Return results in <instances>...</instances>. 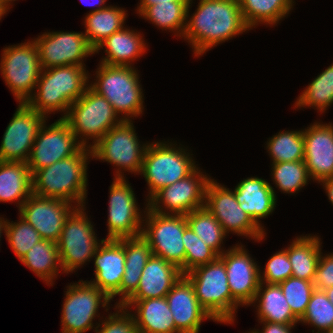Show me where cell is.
Masks as SVG:
<instances>
[{
	"label": "cell",
	"mask_w": 333,
	"mask_h": 333,
	"mask_svg": "<svg viewBox=\"0 0 333 333\" xmlns=\"http://www.w3.org/2000/svg\"><path fill=\"white\" fill-rule=\"evenodd\" d=\"M248 28L241 13L240 2L200 0L197 12L186 24L182 36L192 43L197 56Z\"/></svg>",
	"instance_id": "1"
},
{
	"label": "cell",
	"mask_w": 333,
	"mask_h": 333,
	"mask_svg": "<svg viewBox=\"0 0 333 333\" xmlns=\"http://www.w3.org/2000/svg\"><path fill=\"white\" fill-rule=\"evenodd\" d=\"M82 147L75 155L43 167L32 174L33 194L76 202L83 206L86 198V161L92 150ZM88 154V156H87Z\"/></svg>",
	"instance_id": "2"
},
{
	"label": "cell",
	"mask_w": 333,
	"mask_h": 333,
	"mask_svg": "<svg viewBox=\"0 0 333 333\" xmlns=\"http://www.w3.org/2000/svg\"><path fill=\"white\" fill-rule=\"evenodd\" d=\"M84 69L68 65L44 70L38 78L36 96H31L26 104L44 116L55 110H68L87 89L88 76Z\"/></svg>",
	"instance_id": "3"
},
{
	"label": "cell",
	"mask_w": 333,
	"mask_h": 333,
	"mask_svg": "<svg viewBox=\"0 0 333 333\" xmlns=\"http://www.w3.org/2000/svg\"><path fill=\"white\" fill-rule=\"evenodd\" d=\"M194 286L199 304L214 321L231 323L239 303L232 297L224 261L198 266L185 274Z\"/></svg>",
	"instance_id": "4"
},
{
	"label": "cell",
	"mask_w": 333,
	"mask_h": 333,
	"mask_svg": "<svg viewBox=\"0 0 333 333\" xmlns=\"http://www.w3.org/2000/svg\"><path fill=\"white\" fill-rule=\"evenodd\" d=\"M98 82L90 87L104 96L113 106L115 112L125 114L126 117L138 116L142 113V91L138 81V74L131 66L105 65L99 66Z\"/></svg>",
	"instance_id": "5"
},
{
	"label": "cell",
	"mask_w": 333,
	"mask_h": 333,
	"mask_svg": "<svg viewBox=\"0 0 333 333\" xmlns=\"http://www.w3.org/2000/svg\"><path fill=\"white\" fill-rule=\"evenodd\" d=\"M68 110L62 118L68 123L76 138L79 134L93 137L94 145L111 128L123 121V119L116 120L117 113L110 102L90 86Z\"/></svg>",
	"instance_id": "6"
},
{
	"label": "cell",
	"mask_w": 333,
	"mask_h": 333,
	"mask_svg": "<svg viewBox=\"0 0 333 333\" xmlns=\"http://www.w3.org/2000/svg\"><path fill=\"white\" fill-rule=\"evenodd\" d=\"M147 229L141 236L149 243L152 255L177 266L185 275L184 230L188 227L185 215L160 214L148 209Z\"/></svg>",
	"instance_id": "7"
},
{
	"label": "cell",
	"mask_w": 333,
	"mask_h": 333,
	"mask_svg": "<svg viewBox=\"0 0 333 333\" xmlns=\"http://www.w3.org/2000/svg\"><path fill=\"white\" fill-rule=\"evenodd\" d=\"M171 146L152 143L145 149L141 172L150 187V197L162 187L187 177L196 169L192 158L182 148L180 150Z\"/></svg>",
	"instance_id": "8"
},
{
	"label": "cell",
	"mask_w": 333,
	"mask_h": 333,
	"mask_svg": "<svg viewBox=\"0 0 333 333\" xmlns=\"http://www.w3.org/2000/svg\"><path fill=\"white\" fill-rule=\"evenodd\" d=\"M3 52L0 67L5 82L19 102L26 103L43 72L37 47L32 41L6 47Z\"/></svg>",
	"instance_id": "9"
},
{
	"label": "cell",
	"mask_w": 333,
	"mask_h": 333,
	"mask_svg": "<svg viewBox=\"0 0 333 333\" xmlns=\"http://www.w3.org/2000/svg\"><path fill=\"white\" fill-rule=\"evenodd\" d=\"M82 208L83 206L72 208L73 212L66 219L57 242L64 273L73 271L92 258L100 244Z\"/></svg>",
	"instance_id": "10"
},
{
	"label": "cell",
	"mask_w": 333,
	"mask_h": 333,
	"mask_svg": "<svg viewBox=\"0 0 333 333\" xmlns=\"http://www.w3.org/2000/svg\"><path fill=\"white\" fill-rule=\"evenodd\" d=\"M43 123L31 148L27 165L33 174L35 171L49 167L51 164L75 155L86 140L78 141L68 123L60 118L48 128ZM46 127V129H45Z\"/></svg>",
	"instance_id": "11"
},
{
	"label": "cell",
	"mask_w": 333,
	"mask_h": 333,
	"mask_svg": "<svg viewBox=\"0 0 333 333\" xmlns=\"http://www.w3.org/2000/svg\"><path fill=\"white\" fill-rule=\"evenodd\" d=\"M130 120H123L111 128L95 145L87 147L92 150V158L106 160L119 168L131 172H140L147 145L140 148ZM140 148V149H139Z\"/></svg>",
	"instance_id": "12"
},
{
	"label": "cell",
	"mask_w": 333,
	"mask_h": 333,
	"mask_svg": "<svg viewBox=\"0 0 333 333\" xmlns=\"http://www.w3.org/2000/svg\"><path fill=\"white\" fill-rule=\"evenodd\" d=\"M205 207L221 224L225 233L234 231L239 235L264 238L263 228L257 225L240 207L234 192L209 180L205 191Z\"/></svg>",
	"instance_id": "13"
},
{
	"label": "cell",
	"mask_w": 333,
	"mask_h": 333,
	"mask_svg": "<svg viewBox=\"0 0 333 333\" xmlns=\"http://www.w3.org/2000/svg\"><path fill=\"white\" fill-rule=\"evenodd\" d=\"M209 180L196 168L187 177L159 189L149 197L147 207L160 214H169V212H163L158 206L160 200L174 215H187L193 210L204 207L205 191Z\"/></svg>",
	"instance_id": "14"
},
{
	"label": "cell",
	"mask_w": 333,
	"mask_h": 333,
	"mask_svg": "<svg viewBox=\"0 0 333 333\" xmlns=\"http://www.w3.org/2000/svg\"><path fill=\"white\" fill-rule=\"evenodd\" d=\"M63 304L62 333H83L92 329L100 303L107 306L110 298L90 282L70 285ZM101 298L103 302H101Z\"/></svg>",
	"instance_id": "15"
},
{
	"label": "cell",
	"mask_w": 333,
	"mask_h": 333,
	"mask_svg": "<svg viewBox=\"0 0 333 333\" xmlns=\"http://www.w3.org/2000/svg\"><path fill=\"white\" fill-rule=\"evenodd\" d=\"M19 104L4 133L0 146V161L27 162L38 131L45 123L46 116L26 103Z\"/></svg>",
	"instance_id": "16"
},
{
	"label": "cell",
	"mask_w": 333,
	"mask_h": 333,
	"mask_svg": "<svg viewBox=\"0 0 333 333\" xmlns=\"http://www.w3.org/2000/svg\"><path fill=\"white\" fill-rule=\"evenodd\" d=\"M34 43L42 70L68 65L83 66L80 60L94 53L83 33H45Z\"/></svg>",
	"instance_id": "17"
},
{
	"label": "cell",
	"mask_w": 333,
	"mask_h": 333,
	"mask_svg": "<svg viewBox=\"0 0 333 333\" xmlns=\"http://www.w3.org/2000/svg\"><path fill=\"white\" fill-rule=\"evenodd\" d=\"M119 172L110 187L107 239L138 237L143 229L135 194Z\"/></svg>",
	"instance_id": "18"
},
{
	"label": "cell",
	"mask_w": 333,
	"mask_h": 333,
	"mask_svg": "<svg viewBox=\"0 0 333 333\" xmlns=\"http://www.w3.org/2000/svg\"><path fill=\"white\" fill-rule=\"evenodd\" d=\"M69 201L31 194L20 207V217L31 224L44 240L58 242L72 212Z\"/></svg>",
	"instance_id": "19"
},
{
	"label": "cell",
	"mask_w": 333,
	"mask_h": 333,
	"mask_svg": "<svg viewBox=\"0 0 333 333\" xmlns=\"http://www.w3.org/2000/svg\"><path fill=\"white\" fill-rule=\"evenodd\" d=\"M243 246H235L219 257L224 261L228 285L232 297L240 304L253 303L261 283L257 264L249 257ZM256 264V265H255Z\"/></svg>",
	"instance_id": "20"
},
{
	"label": "cell",
	"mask_w": 333,
	"mask_h": 333,
	"mask_svg": "<svg viewBox=\"0 0 333 333\" xmlns=\"http://www.w3.org/2000/svg\"><path fill=\"white\" fill-rule=\"evenodd\" d=\"M180 333H198L203 319L214 320L199 304L194 286L182 275L165 296Z\"/></svg>",
	"instance_id": "21"
},
{
	"label": "cell",
	"mask_w": 333,
	"mask_h": 333,
	"mask_svg": "<svg viewBox=\"0 0 333 333\" xmlns=\"http://www.w3.org/2000/svg\"><path fill=\"white\" fill-rule=\"evenodd\" d=\"M95 252L96 280L91 284L98 287L110 299L120 295V284L125 269L124 238L103 239Z\"/></svg>",
	"instance_id": "22"
},
{
	"label": "cell",
	"mask_w": 333,
	"mask_h": 333,
	"mask_svg": "<svg viewBox=\"0 0 333 333\" xmlns=\"http://www.w3.org/2000/svg\"><path fill=\"white\" fill-rule=\"evenodd\" d=\"M304 161L317 181L333 177V126L313 124L303 131Z\"/></svg>",
	"instance_id": "23"
},
{
	"label": "cell",
	"mask_w": 333,
	"mask_h": 333,
	"mask_svg": "<svg viewBox=\"0 0 333 333\" xmlns=\"http://www.w3.org/2000/svg\"><path fill=\"white\" fill-rule=\"evenodd\" d=\"M182 275L177 266L152 255L143 268L137 290L125 302L165 297Z\"/></svg>",
	"instance_id": "24"
},
{
	"label": "cell",
	"mask_w": 333,
	"mask_h": 333,
	"mask_svg": "<svg viewBox=\"0 0 333 333\" xmlns=\"http://www.w3.org/2000/svg\"><path fill=\"white\" fill-rule=\"evenodd\" d=\"M240 207L261 227L259 219L275 209L276 195L272 186L261 178L244 179L234 190Z\"/></svg>",
	"instance_id": "25"
},
{
	"label": "cell",
	"mask_w": 333,
	"mask_h": 333,
	"mask_svg": "<svg viewBox=\"0 0 333 333\" xmlns=\"http://www.w3.org/2000/svg\"><path fill=\"white\" fill-rule=\"evenodd\" d=\"M136 304L137 318L134 317L139 333H180L175 326L173 315L165 297L148 298L136 302H124L117 308L126 309Z\"/></svg>",
	"instance_id": "26"
},
{
	"label": "cell",
	"mask_w": 333,
	"mask_h": 333,
	"mask_svg": "<svg viewBox=\"0 0 333 333\" xmlns=\"http://www.w3.org/2000/svg\"><path fill=\"white\" fill-rule=\"evenodd\" d=\"M125 269L120 284L121 306L136 290L140 282L143 268L152 256L149 243L140 235L124 238Z\"/></svg>",
	"instance_id": "27"
},
{
	"label": "cell",
	"mask_w": 333,
	"mask_h": 333,
	"mask_svg": "<svg viewBox=\"0 0 333 333\" xmlns=\"http://www.w3.org/2000/svg\"><path fill=\"white\" fill-rule=\"evenodd\" d=\"M32 193V173L27 163L0 161V201L10 202L22 198L20 208Z\"/></svg>",
	"instance_id": "28"
},
{
	"label": "cell",
	"mask_w": 333,
	"mask_h": 333,
	"mask_svg": "<svg viewBox=\"0 0 333 333\" xmlns=\"http://www.w3.org/2000/svg\"><path fill=\"white\" fill-rule=\"evenodd\" d=\"M104 46L107 58L101 63L105 65L129 66L130 60H135L146 50L140 35L125 28L107 37L94 52Z\"/></svg>",
	"instance_id": "29"
},
{
	"label": "cell",
	"mask_w": 333,
	"mask_h": 333,
	"mask_svg": "<svg viewBox=\"0 0 333 333\" xmlns=\"http://www.w3.org/2000/svg\"><path fill=\"white\" fill-rule=\"evenodd\" d=\"M125 11L116 7H98L86 16V33L89 46L95 51L113 33L123 29Z\"/></svg>",
	"instance_id": "30"
},
{
	"label": "cell",
	"mask_w": 333,
	"mask_h": 333,
	"mask_svg": "<svg viewBox=\"0 0 333 333\" xmlns=\"http://www.w3.org/2000/svg\"><path fill=\"white\" fill-rule=\"evenodd\" d=\"M262 284L263 279L261 278V283L253 300L254 303L260 298L258 314L261 322L296 324L299 319L291 311L280 285L266 283V289L262 290Z\"/></svg>",
	"instance_id": "31"
},
{
	"label": "cell",
	"mask_w": 333,
	"mask_h": 333,
	"mask_svg": "<svg viewBox=\"0 0 333 333\" xmlns=\"http://www.w3.org/2000/svg\"><path fill=\"white\" fill-rule=\"evenodd\" d=\"M285 251L291 263L292 277L314 281L317 265L322 256L318 237L297 238Z\"/></svg>",
	"instance_id": "32"
},
{
	"label": "cell",
	"mask_w": 333,
	"mask_h": 333,
	"mask_svg": "<svg viewBox=\"0 0 333 333\" xmlns=\"http://www.w3.org/2000/svg\"><path fill=\"white\" fill-rule=\"evenodd\" d=\"M20 261L48 284L58 274L57 264L61 267L57 243L44 239L34 244Z\"/></svg>",
	"instance_id": "33"
},
{
	"label": "cell",
	"mask_w": 333,
	"mask_h": 333,
	"mask_svg": "<svg viewBox=\"0 0 333 333\" xmlns=\"http://www.w3.org/2000/svg\"><path fill=\"white\" fill-rule=\"evenodd\" d=\"M292 0H241L240 9L247 26L258 22L275 24L290 11Z\"/></svg>",
	"instance_id": "34"
},
{
	"label": "cell",
	"mask_w": 333,
	"mask_h": 333,
	"mask_svg": "<svg viewBox=\"0 0 333 333\" xmlns=\"http://www.w3.org/2000/svg\"><path fill=\"white\" fill-rule=\"evenodd\" d=\"M185 217L192 231L219 256L222 255L223 252L220 251V244L223 238H225L226 233L213 214L204 206L193 210L185 215Z\"/></svg>",
	"instance_id": "35"
},
{
	"label": "cell",
	"mask_w": 333,
	"mask_h": 333,
	"mask_svg": "<svg viewBox=\"0 0 333 333\" xmlns=\"http://www.w3.org/2000/svg\"><path fill=\"white\" fill-rule=\"evenodd\" d=\"M189 4L190 1L158 3L157 5L149 6L141 16L143 15V17L161 28L179 30L181 31L180 34L184 35L186 29L184 24H186L185 21L188 17Z\"/></svg>",
	"instance_id": "36"
},
{
	"label": "cell",
	"mask_w": 333,
	"mask_h": 333,
	"mask_svg": "<svg viewBox=\"0 0 333 333\" xmlns=\"http://www.w3.org/2000/svg\"><path fill=\"white\" fill-rule=\"evenodd\" d=\"M267 145L273 164L304 160L303 131L279 132Z\"/></svg>",
	"instance_id": "37"
},
{
	"label": "cell",
	"mask_w": 333,
	"mask_h": 333,
	"mask_svg": "<svg viewBox=\"0 0 333 333\" xmlns=\"http://www.w3.org/2000/svg\"><path fill=\"white\" fill-rule=\"evenodd\" d=\"M333 103V64L311 82L299 96L296 106H315L323 112Z\"/></svg>",
	"instance_id": "38"
},
{
	"label": "cell",
	"mask_w": 333,
	"mask_h": 333,
	"mask_svg": "<svg viewBox=\"0 0 333 333\" xmlns=\"http://www.w3.org/2000/svg\"><path fill=\"white\" fill-rule=\"evenodd\" d=\"M273 178L277 186L287 193L298 191L310 177L305 161L279 162L273 164Z\"/></svg>",
	"instance_id": "39"
},
{
	"label": "cell",
	"mask_w": 333,
	"mask_h": 333,
	"mask_svg": "<svg viewBox=\"0 0 333 333\" xmlns=\"http://www.w3.org/2000/svg\"><path fill=\"white\" fill-rule=\"evenodd\" d=\"M299 321L311 323L326 333L333 329V303L324 290L313 291L306 311Z\"/></svg>",
	"instance_id": "40"
},
{
	"label": "cell",
	"mask_w": 333,
	"mask_h": 333,
	"mask_svg": "<svg viewBox=\"0 0 333 333\" xmlns=\"http://www.w3.org/2000/svg\"><path fill=\"white\" fill-rule=\"evenodd\" d=\"M279 285L291 311L298 319H300L304 315L311 295L315 290L313 281H307L291 276L279 283Z\"/></svg>",
	"instance_id": "41"
},
{
	"label": "cell",
	"mask_w": 333,
	"mask_h": 333,
	"mask_svg": "<svg viewBox=\"0 0 333 333\" xmlns=\"http://www.w3.org/2000/svg\"><path fill=\"white\" fill-rule=\"evenodd\" d=\"M185 274L194 268L215 261L219 255L188 226L184 230Z\"/></svg>",
	"instance_id": "42"
},
{
	"label": "cell",
	"mask_w": 333,
	"mask_h": 333,
	"mask_svg": "<svg viewBox=\"0 0 333 333\" xmlns=\"http://www.w3.org/2000/svg\"><path fill=\"white\" fill-rule=\"evenodd\" d=\"M4 232L19 260L23 258L34 244L43 240L35 228L22 217L18 223L6 222Z\"/></svg>",
	"instance_id": "43"
},
{
	"label": "cell",
	"mask_w": 333,
	"mask_h": 333,
	"mask_svg": "<svg viewBox=\"0 0 333 333\" xmlns=\"http://www.w3.org/2000/svg\"><path fill=\"white\" fill-rule=\"evenodd\" d=\"M264 280L268 284H279L292 276V267L285 250L273 255L267 262Z\"/></svg>",
	"instance_id": "44"
},
{
	"label": "cell",
	"mask_w": 333,
	"mask_h": 333,
	"mask_svg": "<svg viewBox=\"0 0 333 333\" xmlns=\"http://www.w3.org/2000/svg\"><path fill=\"white\" fill-rule=\"evenodd\" d=\"M123 314L109 315V318L102 325V329L97 333H139L134 317L125 313L124 310Z\"/></svg>",
	"instance_id": "45"
},
{
	"label": "cell",
	"mask_w": 333,
	"mask_h": 333,
	"mask_svg": "<svg viewBox=\"0 0 333 333\" xmlns=\"http://www.w3.org/2000/svg\"><path fill=\"white\" fill-rule=\"evenodd\" d=\"M313 284L318 290L333 286V254L323 258L320 256Z\"/></svg>",
	"instance_id": "46"
},
{
	"label": "cell",
	"mask_w": 333,
	"mask_h": 333,
	"mask_svg": "<svg viewBox=\"0 0 333 333\" xmlns=\"http://www.w3.org/2000/svg\"><path fill=\"white\" fill-rule=\"evenodd\" d=\"M265 325L262 333H291L290 329L293 328L295 324H281L264 322ZM251 333H259L258 331H252Z\"/></svg>",
	"instance_id": "47"
},
{
	"label": "cell",
	"mask_w": 333,
	"mask_h": 333,
	"mask_svg": "<svg viewBox=\"0 0 333 333\" xmlns=\"http://www.w3.org/2000/svg\"><path fill=\"white\" fill-rule=\"evenodd\" d=\"M140 6L138 7L139 14H142L149 6L157 5L158 3L169 2H189L191 0H140Z\"/></svg>",
	"instance_id": "48"
},
{
	"label": "cell",
	"mask_w": 333,
	"mask_h": 333,
	"mask_svg": "<svg viewBox=\"0 0 333 333\" xmlns=\"http://www.w3.org/2000/svg\"><path fill=\"white\" fill-rule=\"evenodd\" d=\"M322 182L325 186L326 192L328 193V198L333 204V177L324 179Z\"/></svg>",
	"instance_id": "49"
},
{
	"label": "cell",
	"mask_w": 333,
	"mask_h": 333,
	"mask_svg": "<svg viewBox=\"0 0 333 333\" xmlns=\"http://www.w3.org/2000/svg\"><path fill=\"white\" fill-rule=\"evenodd\" d=\"M324 292L326 293L328 299L333 303V286L326 288Z\"/></svg>",
	"instance_id": "50"
},
{
	"label": "cell",
	"mask_w": 333,
	"mask_h": 333,
	"mask_svg": "<svg viewBox=\"0 0 333 333\" xmlns=\"http://www.w3.org/2000/svg\"><path fill=\"white\" fill-rule=\"evenodd\" d=\"M14 1V0H0V6L7 12V7L9 2Z\"/></svg>",
	"instance_id": "51"
},
{
	"label": "cell",
	"mask_w": 333,
	"mask_h": 333,
	"mask_svg": "<svg viewBox=\"0 0 333 333\" xmlns=\"http://www.w3.org/2000/svg\"><path fill=\"white\" fill-rule=\"evenodd\" d=\"M3 221V222H2ZM5 230L6 229V221H4V220H2L1 218H0V236H1V231L3 230V229ZM1 238V237H0Z\"/></svg>",
	"instance_id": "52"
},
{
	"label": "cell",
	"mask_w": 333,
	"mask_h": 333,
	"mask_svg": "<svg viewBox=\"0 0 333 333\" xmlns=\"http://www.w3.org/2000/svg\"><path fill=\"white\" fill-rule=\"evenodd\" d=\"M81 1H83V0H81ZM105 1L106 0H99L98 2H96V4L95 5H101V4H103L104 5V3H105ZM84 3H85V1H84ZM86 5H88V4H86ZM90 5V4H89ZM93 6V5H92Z\"/></svg>",
	"instance_id": "53"
},
{
	"label": "cell",
	"mask_w": 333,
	"mask_h": 333,
	"mask_svg": "<svg viewBox=\"0 0 333 333\" xmlns=\"http://www.w3.org/2000/svg\"><path fill=\"white\" fill-rule=\"evenodd\" d=\"M6 11L0 6V19L3 16V14H5Z\"/></svg>",
	"instance_id": "54"
}]
</instances>
